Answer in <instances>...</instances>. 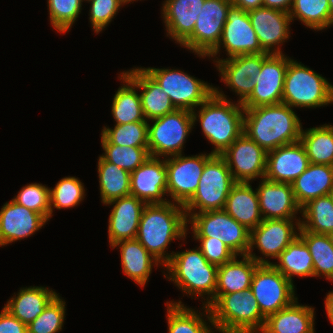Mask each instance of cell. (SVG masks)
Returning <instances> with one entry per match:
<instances>
[{
	"instance_id": "cell-1",
	"label": "cell",
	"mask_w": 333,
	"mask_h": 333,
	"mask_svg": "<svg viewBox=\"0 0 333 333\" xmlns=\"http://www.w3.org/2000/svg\"><path fill=\"white\" fill-rule=\"evenodd\" d=\"M187 227L182 205L171 201L146 204L141 213L136 239L164 266L174 253H166V248L177 238L185 240Z\"/></svg>"
},
{
	"instance_id": "cell-2",
	"label": "cell",
	"mask_w": 333,
	"mask_h": 333,
	"mask_svg": "<svg viewBox=\"0 0 333 333\" xmlns=\"http://www.w3.org/2000/svg\"><path fill=\"white\" fill-rule=\"evenodd\" d=\"M244 114L243 133L266 152L300 141L302 124L285 103L244 108Z\"/></svg>"
},
{
	"instance_id": "cell-3",
	"label": "cell",
	"mask_w": 333,
	"mask_h": 333,
	"mask_svg": "<svg viewBox=\"0 0 333 333\" xmlns=\"http://www.w3.org/2000/svg\"><path fill=\"white\" fill-rule=\"evenodd\" d=\"M200 108L191 112L193 123L199 119L204 136L214 145L211 153L220 155L243 133L244 107L214 87Z\"/></svg>"
},
{
	"instance_id": "cell-4",
	"label": "cell",
	"mask_w": 333,
	"mask_h": 333,
	"mask_svg": "<svg viewBox=\"0 0 333 333\" xmlns=\"http://www.w3.org/2000/svg\"><path fill=\"white\" fill-rule=\"evenodd\" d=\"M202 309L220 333H260L266 320L250 290L215 294V299Z\"/></svg>"
},
{
	"instance_id": "cell-5",
	"label": "cell",
	"mask_w": 333,
	"mask_h": 333,
	"mask_svg": "<svg viewBox=\"0 0 333 333\" xmlns=\"http://www.w3.org/2000/svg\"><path fill=\"white\" fill-rule=\"evenodd\" d=\"M163 267L168 272L164 276L191 299L192 295L204 298L207 295L205 306L215 299L218 266L209 263L199 248L173 253Z\"/></svg>"
},
{
	"instance_id": "cell-6",
	"label": "cell",
	"mask_w": 333,
	"mask_h": 333,
	"mask_svg": "<svg viewBox=\"0 0 333 333\" xmlns=\"http://www.w3.org/2000/svg\"><path fill=\"white\" fill-rule=\"evenodd\" d=\"M282 103L291 108H316L333 104V85L301 62L289 58Z\"/></svg>"
},
{
	"instance_id": "cell-7",
	"label": "cell",
	"mask_w": 333,
	"mask_h": 333,
	"mask_svg": "<svg viewBox=\"0 0 333 333\" xmlns=\"http://www.w3.org/2000/svg\"><path fill=\"white\" fill-rule=\"evenodd\" d=\"M235 183L225 159L213 154L205 162L196 192L183 206L186 218L194 213L222 210Z\"/></svg>"
},
{
	"instance_id": "cell-8",
	"label": "cell",
	"mask_w": 333,
	"mask_h": 333,
	"mask_svg": "<svg viewBox=\"0 0 333 333\" xmlns=\"http://www.w3.org/2000/svg\"><path fill=\"white\" fill-rule=\"evenodd\" d=\"M194 237L218 238L237 256L247 255L250 230L238 223L224 209L194 213L187 218Z\"/></svg>"
},
{
	"instance_id": "cell-9",
	"label": "cell",
	"mask_w": 333,
	"mask_h": 333,
	"mask_svg": "<svg viewBox=\"0 0 333 333\" xmlns=\"http://www.w3.org/2000/svg\"><path fill=\"white\" fill-rule=\"evenodd\" d=\"M148 121V152L152 157L182 154L186 137L194 126L192 113L176 109L162 117Z\"/></svg>"
},
{
	"instance_id": "cell-10",
	"label": "cell",
	"mask_w": 333,
	"mask_h": 333,
	"mask_svg": "<svg viewBox=\"0 0 333 333\" xmlns=\"http://www.w3.org/2000/svg\"><path fill=\"white\" fill-rule=\"evenodd\" d=\"M143 69L160 84L176 109L192 112L214 92V86L178 69Z\"/></svg>"
},
{
	"instance_id": "cell-11",
	"label": "cell",
	"mask_w": 333,
	"mask_h": 333,
	"mask_svg": "<svg viewBox=\"0 0 333 333\" xmlns=\"http://www.w3.org/2000/svg\"><path fill=\"white\" fill-rule=\"evenodd\" d=\"M295 286L272 264H259L253 275L250 291L262 315L268 316L289 306L297 297Z\"/></svg>"
},
{
	"instance_id": "cell-12",
	"label": "cell",
	"mask_w": 333,
	"mask_h": 333,
	"mask_svg": "<svg viewBox=\"0 0 333 333\" xmlns=\"http://www.w3.org/2000/svg\"><path fill=\"white\" fill-rule=\"evenodd\" d=\"M231 0H205L193 33L180 45L205 58L219 43Z\"/></svg>"
},
{
	"instance_id": "cell-13",
	"label": "cell",
	"mask_w": 333,
	"mask_h": 333,
	"mask_svg": "<svg viewBox=\"0 0 333 333\" xmlns=\"http://www.w3.org/2000/svg\"><path fill=\"white\" fill-rule=\"evenodd\" d=\"M294 219H267L250 231V247L247 255L259 264H271L264 257L277 258L280 253L299 236L300 220ZM297 226V228L295 227ZM297 229V230H296ZM257 248L262 256L253 253Z\"/></svg>"
},
{
	"instance_id": "cell-14",
	"label": "cell",
	"mask_w": 333,
	"mask_h": 333,
	"mask_svg": "<svg viewBox=\"0 0 333 333\" xmlns=\"http://www.w3.org/2000/svg\"><path fill=\"white\" fill-rule=\"evenodd\" d=\"M199 154L195 156L175 155L165 158L167 168V193L174 203L184 206L198 188L205 162L212 156Z\"/></svg>"
},
{
	"instance_id": "cell-15",
	"label": "cell",
	"mask_w": 333,
	"mask_h": 333,
	"mask_svg": "<svg viewBox=\"0 0 333 333\" xmlns=\"http://www.w3.org/2000/svg\"><path fill=\"white\" fill-rule=\"evenodd\" d=\"M288 63L289 57L283 53H263L260 72L254 78L255 88L241 105L244 108H255L282 103Z\"/></svg>"
},
{
	"instance_id": "cell-16",
	"label": "cell",
	"mask_w": 333,
	"mask_h": 333,
	"mask_svg": "<svg viewBox=\"0 0 333 333\" xmlns=\"http://www.w3.org/2000/svg\"><path fill=\"white\" fill-rule=\"evenodd\" d=\"M221 45L227 52L228 58L245 54L266 53L251 25L248 12L233 5L227 13L220 41L207 57L218 55Z\"/></svg>"
},
{
	"instance_id": "cell-17",
	"label": "cell",
	"mask_w": 333,
	"mask_h": 333,
	"mask_svg": "<svg viewBox=\"0 0 333 333\" xmlns=\"http://www.w3.org/2000/svg\"><path fill=\"white\" fill-rule=\"evenodd\" d=\"M236 182L264 178L267 152L242 133L222 154Z\"/></svg>"
},
{
	"instance_id": "cell-18",
	"label": "cell",
	"mask_w": 333,
	"mask_h": 333,
	"mask_svg": "<svg viewBox=\"0 0 333 333\" xmlns=\"http://www.w3.org/2000/svg\"><path fill=\"white\" fill-rule=\"evenodd\" d=\"M167 168L165 159L149 156L130 173V195L145 204L167 203ZM168 200V201H167Z\"/></svg>"
},
{
	"instance_id": "cell-19",
	"label": "cell",
	"mask_w": 333,
	"mask_h": 333,
	"mask_svg": "<svg viewBox=\"0 0 333 333\" xmlns=\"http://www.w3.org/2000/svg\"><path fill=\"white\" fill-rule=\"evenodd\" d=\"M248 16L262 49L268 54H282L279 45L288 40L290 34L292 20L289 13L260 7L248 11Z\"/></svg>"
},
{
	"instance_id": "cell-20",
	"label": "cell",
	"mask_w": 333,
	"mask_h": 333,
	"mask_svg": "<svg viewBox=\"0 0 333 333\" xmlns=\"http://www.w3.org/2000/svg\"><path fill=\"white\" fill-rule=\"evenodd\" d=\"M308 165L309 159L300 141L280 146L267 152L264 178L291 184L307 169Z\"/></svg>"
},
{
	"instance_id": "cell-21",
	"label": "cell",
	"mask_w": 333,
	"mask_h": 333,
	"mask_svg": "<svg viewBox=\"0 0 333 333\" xmlns=\"http://www.w3.org/2000/svg\"><path fill=\"white\" fill-rule=\"evenodd\" d=\"M39 213L11 200L0 210V246L31 236L46 224Z\"/></svg>"
},
{
	"instance_id": "cell-22",
	"label": "cell",
	"mask_w": 333,
	"mask_h": 333,
	"mask_svg": "<svg viewBox=\"0 0 333 333\" xmlns=\"http://www.w3.org/2000/svg\"><path fill=\"white\" fill-rule=\"evenodd\" d=\"M257 190L260 212L267 219H296L301 207L298 205L292 186L289 183H278L261 178Z\"/></svg>"
},
{
	"instance_id": "cell-23",
	"label": "cell",
	"mask_w": 333,
	"mask_h": 333,
	"mask_svg": "<svg viewBox=\"0 0 333 333\" xmlns=\"http://www.w3.org/2000/svg\"><path fill=\"white\" fill-rule=\"evenodd\" d=\"M106 205H113L108 220L110 246L121 240L136 239L141 213L146 204L129 195Z\"/></svg>"
},
{
	"instance_id": "cell-24",
	"label": "cell",
	"mask_w": 333,
	"mask_h": 333,
	"mask_svg": "<svg viewBox=\"0 0 333 333\" xmlns=\"http://www.w3.org/2000/svg\"><path fill=\"white\" fill-rule=\"evenodd\" d=\"M204 2L205 0H165L161 13L167 36L181 45L193 33Z\"/></svg>"
},
{
	"instance_id": "cell-25",
	"label": "cell",
	"mask_w": 333,
	"mask_h": 333,
	"mask_svg": "<svg viewBox=\"0 0 333 333\" xmlns=\"http://www.w3.org/2000/svg\"><path fill=\"white\" fill-rule=\"evenodd\" d=\"M142 90L141 105L146 121L162 117L176 110L170 97L163 92L160 84L155 81L142 67L123 71Z\"/></svg>"
},
{
	"instance_id": "cell-26",
	"label": "cell",
	"mask_w": 333,
	"mask_h": 333,
	"mask_svg": "<svg viewBox=\"0 0 333 333\" xmlns=\"http://www.w3.org/2000/svg\"><path fill=\"white\" fill-rule=\"evenodd\" d=\"M223 209L250 231L264 220L260 212L257 190H253L250 182H236Z\"/></svg>"
},
{
	"instance_id": "cell-27",
	"label": "cell",
	"mask_w": 333,
	"mask_h": 333,
	"mask_svg": "<svg viewBox=\"0 0 333 333\" xmlns=\"http://www.w3.org/2000/svg\"><path fill=\"white\" fill-rule=\"evenodd\" d=\"M314 308L295 299L289 306L268 316L260 333H314Z\"/></svg>"
},
{
	"instance_id": "cell-28",
	"label": "cell",
	"mask_w": 333,
	"mask_h": 333,
	"mask_svg": "<svg viewBox=\"0 0 333 333\" xmlns=\"http://www.w3.org/2000/svg\"><path fill=\"white\" fill-rule=\"evenodd\" d=\"M291 186L295 199L302 208L310 200L329 195L333 186V166L309 163L307 169Z\"/></svg>"
},
{
	"instance_id": "cell-29",
	"label": "cell",
	"mask_w": 333,
	"mask_h": 333,
	"mask_svg": "<svg viewBox=\"0 0 333 333\" xmlns=\"http://www.w3.org/2000/svg\"><path fill=\"white\" fill-rule=\"evenodd\" d=\"M111 247H119L124 274L141 287L149 280L152 267L161 264L137 239L121 240Z\"/></svg>"
},
{
	"instance_id": "cell-30",
	"label": "cell",
	"mask_w": 333,
	"mask_h": 333,
	"mask_svg": "<svg viewBox=\"0 0 333 333\" xmlns=\"http://www.w3.org/2000/svg\"><path fill=\"white\" fill-rule=\"evenodd\" d=\"M57 295L55 291L42 286L21 288L16 296L7 301L4 308L15 318L28 326L39 316L48 303Z\"/></svg>"
},
{
	"instance_id": "cell-31",
	"label": "cell",
	"mask_w": 333,
	"mask_h": 333,
	"mask_svg": "<svg viewBox=\"0 0 333 333\" xmlns=\"http://www.w3.org/2000/svg\"><path fill=\"white\" fill-rule=\"evenodd\" d=\"M240 257H242V260H237L236 255L227 263L218 266L215 294H230L250 290L253 275L259 263L248 255Z\"/></svg>"
},
{
	"instance_id": "cell-32",
	"label": "cell",
	"mask_w": 333,
	"mask_h": 333,
	"mask_svg": "<svg viewBox=\"0 0 333 333\" xmlns=\"http://www.w3.org/2000/svg\"><path fill=\"white\" fill-rule=\"evenodd\" d=\"M276 259L279 264H271L291 283H293V276L314 277L312 256L300 236L296 237Z\"/></svg>"
},
{
	"instance_id": "cell-33",
	"label": "cell",
	"mask_w": 333,
	"mask_h": 333,
	"mask_svg": "<svg viewBox=\"0 0 333 333\" xmlns=\"http://www.w3.org/2000/svg\"><path fill=\"white\" fill-rule=\"evenodd\" d=\"M120 80L124 84L115 93L111 106V113L115 124H126L138 121H146L140 95L136 91V84L124 73H120Z\"/></svg>"
},
{
	"instance_id": "cell-34",
	"label": "cell",
	"mask_w": 333,
	"mask_h": 333,
	"mask_svg": "<svg viewBox=\"0 0 333 333\" xmlns=\"http://www.w3.org/2000/svg\"><path fill=\"white\" fill-rule=\"evenodd\" d=\"M101 201L107 203L130 195V173L104 160L101 156L97 165Z\"/></svg>"
},
{
	"instance_id": "cell-35",
	"label": "cell",
	"mask_w": 333,
	"mask_h": 333,
	"mask_svg": "<svg viewBox=\"0 0 333 333\" xmlns=\"http://www.w3.org/2000/svg\"><path fill=\"white\" fill-rule=\"evenodd\" d=\"M300 142L306 150L309 163L333 166V125L302 129Z\"/></svg>"
},
{
	"instance_id": "cell-36",
	"label": "cell",
	"mask_w": 333,
	"mask_h": 333,
	"mask_svg": "<svg viewBox=\"0 0 333 333\" xmlns=\"http://www.w3.org/2000/svg\"><path fill=\"white\" fill-rule=\"evenodd\" d=\"M300 227L316 234L333 232V202L329 195L310 200L301 208Z\"/></svg>"
},
{
	"instance_id": "cell-37",
	"label": "cell",
	"mask_w": 333,
	"mask_h": 333,
	"mask_svg": "<svg viewBox=\"0 0 333 333\" xmlns=\"http://www.w3.org/2000/svg\"><path fill=\"white\" fill-rule=\"evenodd\" d=\"M167 323L169 333H213L210 325L202 318L203 313H198L192 308L178 302H166ZM202 315V316H201Z\"/></svg>"
},
{
	"instance_id": "cell-38",
	"label": "cell",
	"mask_w": 333,
	"mask_h": 333,
	"mask_svg": "<svg viewBox=\"0 0 333 333\" xmlns=\"http://www.w3.org/2000/svg\"><path fill=\"white\" fill-rule=\"evenodd\" d=\"M299 236L309 248L313 260L314 277L324 276L333 281V245L328 235L305 231L300 227Z\"/></svg>"
},
{
	"instance_id": "cell-39",
	"label": "cell",
	"mask_w": 333,
	"mask_h": 333,
	"mask_svg": "<svg viewBox=\"0 0 333 333\" xmlns=\"http://www.w3.org/2000/svg\"><path fill=\"white\" fill-rule=\"evenodd\" d=\"M289 15L315 31L333 25L328 0H293Z\"/></svg>"
},
{
	"instance_id": "cell-40",
	"label": "cell",
	"mask_w": 333,
	"mask_h": 333,
	"mask_svg": "<svg viewBox=\"0 0 333 333\" xmlns=\"http://www.w3.org/2000/svg\"><path fill=\"white\" fill-rule=\"evenodd\" d=\"M109 128L104 126L101 144L119 146L148 147V121L116 124Z\"/></svg>"
},
{
	"instance_id": "cell-41",
	"label": "cell",
	"mask_w": 333,
	"mask_h": 333,
	"mask_svg": "<svg viewBox=\"0 0 333 333\" xmlns=\"http://www.w3.org/2000/svg\"><path fill=\"white\" fill-rule=\"evenodd\" d=\"M85 189L83 183L75 177H64L50 189V218L53 208H73L84 200Z\"/></svg>"
},
{
	"instance_id": "cell-42",
	"label": "cell",
	"mask_w": 333,
	"mask_h": 333,
	"mask_svg": "<svg viewBox=\"0 0 333 333\" xmlns=\"http://www.w3.org/2000/svg\"><path fill=\"white\" fill-rule=\"evenodd\" d=\"M104 155L101 157L120 168L132 173L150 156L148 147L119 146L102 144Z\"/></svg>"
},
{
	"instance_id": "cell-43",
	"label": "cell",
	"mask_w": 333,
	"mask_h": 333,
	"mask_svg": "<svg viewBox=\"0 0 333 333\" xmlns=\"http://www.w3.org/2000/svg\"><path fill=\"white\" fill-rule=\"evenodd\" d=\"M65 301L56 295L28 326L27 333H57L62 330L65 318Z\"/></svg>"
},
{
	"instance_id": "cell-44",
	"label": "cell",
	"mask_w": 333,
	"mask_h": 333,
	"mask_svg": "<svg viewBox=\"0 0 333 333\" xmlns=\"http://www.w3.org/2000/svg\"><path fill=\"white\" fill-rule=\"evenodd\" d=\"M82 0H48L49 19L60 33L67 32L82 10Z\"/></svg>"
},
{
	"instance_id": "cell-45",
	"label": "cell",
	"mask_w": 333,
	"mask_h": 333,
	"mask_svg": "<svg viewBox=\"0 0 333 333\" xmlns=\"http://www.w3.org/2000/svg\"><path fill=\"white\" fill-rule=\"evenodd\" d=\"M17 204L41 214L47 221L50 219V188L39 183L24 186L12 199Z\"/></svg>"
},
{
	"instance_id": "cell-46",
	"label": "cell",
	"mask_w": 333,
	"mask_h": 333,
	"mask_svg": "<svg viewBox=\"0 0 333 333\" xmlns=\"http://www.w3.org/2000/svg\"><path fill=\"white\" fill-rule=\"evenodd\" d=\"M213 61L220 72L221 81L237 93L240 97L237 102L242 104L255 88V81L243 73H237V69L227 59L217 58Z\"/></svg>"
},
{
	"instance_id": "cell-47",
	"label": "cell",
	"mask_w": 333,
	"mask_h": 333,
	"mask_svg": "<svg viewBox=\"0 0 333 333\" xmlns=\"http://www.w3.org/2000/svg\"><path fill=\"white\" fill-rule=\"evenodd\" d=\"M89 20L95 33H100L112 21L125 0H91Z\"/></svg>"
},
{
	"instance_id": "cell-48",
	"label": "cell",
	"mask_w": 333,
	"mask_h": 333,
	"mask_svg": "<svg viewBox=\"0 0 333 333\" xmlns=\"http://www.w3.org/2000/svg\"><path fill=\"white\" fill-rule=\"evenodd\" d=\"M200 241L198 247L207 261L216 266H221L233 259L236 254L218 238L212 237H194Z\"/></svg>"
},
{
	"instance_id": "cell-49",
	"label": "cell",
	"mask_w": 333,
	"mask_h": 333,
	"mask_svg": "<svg viewBox=\"0 0 333 333\" xmlns=\"http://www.w3.org/2000/svg\"><path fill=\"white\" fill-rule=\"evenodd\" d=\"M226 59L237 69V73H243L254 80L260 72L263 63V53L245 54Z\"/></svg>"
},
{
	"instance_id": "cell-50",
	"label": "cell",
	"mask_w": 333,
	"mask_h": 333,
	"mask_svg": "<svg viewBox=\"0 0 333 333\" xmlns=\"http://www.w3.org/2000/svg\"><path fill=\"white\" fill-rule=\"evenodd\" d=\"M0 333H27V326L3 307L0 312Z\"/></svg>"
},
{
	"instance_id": "cell-51",
	"label": "cell",
	"mask_w": 333,
	"mask_h": 333,
	"mask_svg": "<svg viewBox=\"0 0 333 333\" xmlns=\"http://www.w3.org/2000/svg\"><path fill=\"white\" fill-rule=\"evenodd\" d=\"M293 0H263V7L278 9L289 13Z\"/></svg>"
},
{
	"instance_id": "cell-52",
	"label": "cell",
	"mask_w": 333,
	"mask_h": 333,
	"mask_svg": "<svg viewBox=\"0 0 333 333\" xmlns=\"http://www.w3.org/2000/svg\"><path fill=\"white\" fill-rule=\"evenodd\" d=\"M231 2L233 6L243 9L247 12L263 7V0H231Z\"/></svg>"
},
{
	"instance_id": "cell-53",
	"label": "cell",
	"mask_w": 333,
	"mask_h": 333,
	"mask_svg": "<svg viewBox=\"0 0 333 333\" xmlns=\"http://www.w3.org/2000/svg\"><path fill=\"white\" fill-rule=\"evenodd\" d=\"M325 309L329 321L333 324V290L325 297Z\"/></svg>"
},
{
	"instance_id": "cell-54",
	"label": "cell",
	"mask_w": 333,
	"mask_h": 333,
	"mask_svg": "<svg viewBox=\"0 0 333 333\" xmlns=\"http://www.w3.org/2000/svg\"><path fill=\"white\" fill-rule=\"evenodd\" d=\"M329 1V6H330V13L331 16L333 17V0H328Z\"/></svg>"
},
{
	"instance_id": "cell-55",
	"label": "cell",
	"mask_w": 333,
	"mask_h": 333,
	"mask_svg": "<svg viewBox=\"0 0 333 333\" xmlns=\"http://www.w3.org/2000/svg\"><path fill=\"white\" fill-rule=\"evenodd\" d=\"M328 237H329V239H330V242H331L332 245H333V232L329 233V234H328Z\"/></svg>"
},
{
	"instance_id": "cell-56",
	"label": "cell",
	"mask_w": 333,
	"mask_h": 333,
	"mask_svg": "<svg viewBox=\"0 0 333 333\" xmlns=\"http://www.w3.org/2000/svg\"><path fill=\"white\" fill-rule=\"evenodd\" d=\"M329 196L331 197L332 202H333V186H332V188H331V190L329 192Z\"/></svg>"
},
{
	"instance_id": "cell-57",
	"label": "cell",
	"mask_w": 333,
	"mask_h": 333,
	"mask_svg": "<svg viewBox=\"0 0 333 333\" xmlns=\"http://www.w3.org/2000/svg\"><path fill=\"white\" fill-rule=\"evenodd\" d=\"M132 1L134 2L135 0H125L126 3L130 2V4H131Z\"/></svg>"
}]
</instances>
